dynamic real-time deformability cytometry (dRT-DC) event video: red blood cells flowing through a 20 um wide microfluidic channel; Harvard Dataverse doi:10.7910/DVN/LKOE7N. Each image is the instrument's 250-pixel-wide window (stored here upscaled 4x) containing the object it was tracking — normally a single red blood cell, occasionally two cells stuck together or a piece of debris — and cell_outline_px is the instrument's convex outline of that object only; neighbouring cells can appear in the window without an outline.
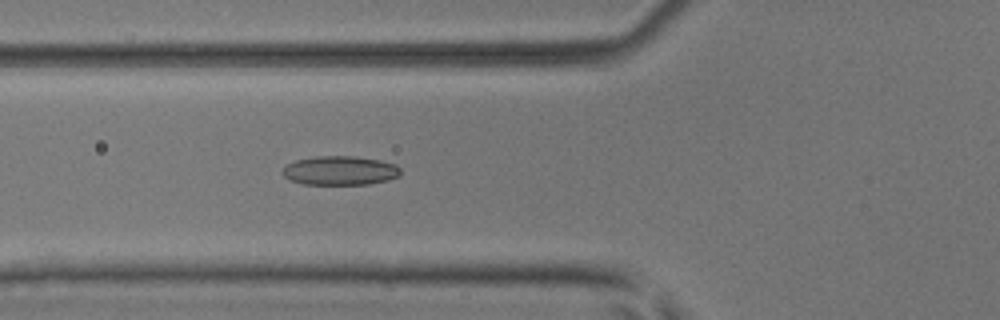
{"species": "common noctule bat (a hibernating species)", "species_latin": "Nyctalus noctula", "temperature_condition": "room temperature", "stored_images_in_passage": 4, "camera_frame_rate_fps": 3000, "um_per_image_px": 0.085, "animal": {"sex": "male", "body_mass_g": 17.9, "forearm_length_mm": 54.2}, "frame": {"image": 1, "passage_image": 4, "time_ms": 1.0, "image_size_px": [1000, 320], "cell_outline_px": [[400, 176], [388, 180], [368, 184], [304, 184], [292, 180], [284, 176], [280, 172], [288, 164], [296, 160], [316, 156], [352, 156], [380, 160], [396, 164], [400, 168]], "centroid_in_image_um": [28.92, 14.49], "position_along_channel_um": 96.9, "area_um2": 19.94}}